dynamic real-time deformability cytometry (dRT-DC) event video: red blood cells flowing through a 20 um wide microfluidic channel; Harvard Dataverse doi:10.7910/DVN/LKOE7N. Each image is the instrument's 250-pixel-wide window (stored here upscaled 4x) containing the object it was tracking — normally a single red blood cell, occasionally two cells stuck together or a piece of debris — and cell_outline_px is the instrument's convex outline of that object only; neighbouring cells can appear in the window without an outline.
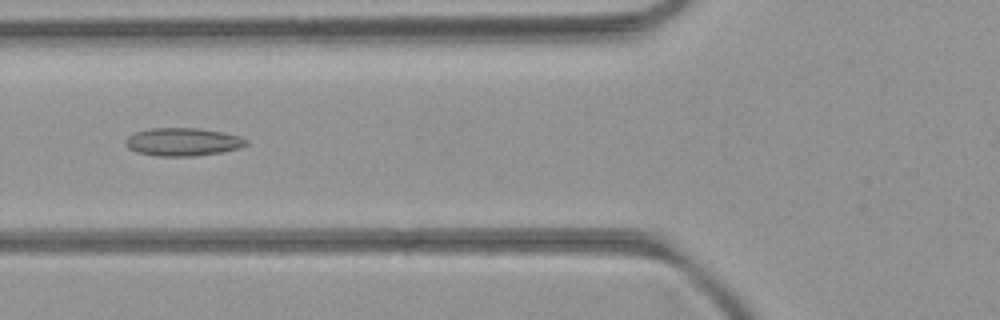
{"species": "common noctule bat (a hibernating species)", "species_latin": "Nyctalus noctula", "temperature_condition": "room temperature", "stored_images_in_passage": 6, "camera_frame_rate_fps": 3000, "um_per_image_px": 0.085, "animal": {"sex": "female", "body_mass_g": 21.9}, "frame": {"image": 1, "passage_image": 6, "time_ms": 5.667, "image_size_px": [1000, 320], "cell_outline_px": [[248, 144], [240, 148], [220, 152], [196, 156], [156, 156], [136, 152], [128, 148], [124, 144], [124, 140], [128, 136], [136, 132], [152, 128], [200, 128], [224, 132], [240, 136], [248, 140]], "centroid_in_image_um": [15.54, 12.06], "position_along_channel_um": 110.3, "area_um2": 19.88}}